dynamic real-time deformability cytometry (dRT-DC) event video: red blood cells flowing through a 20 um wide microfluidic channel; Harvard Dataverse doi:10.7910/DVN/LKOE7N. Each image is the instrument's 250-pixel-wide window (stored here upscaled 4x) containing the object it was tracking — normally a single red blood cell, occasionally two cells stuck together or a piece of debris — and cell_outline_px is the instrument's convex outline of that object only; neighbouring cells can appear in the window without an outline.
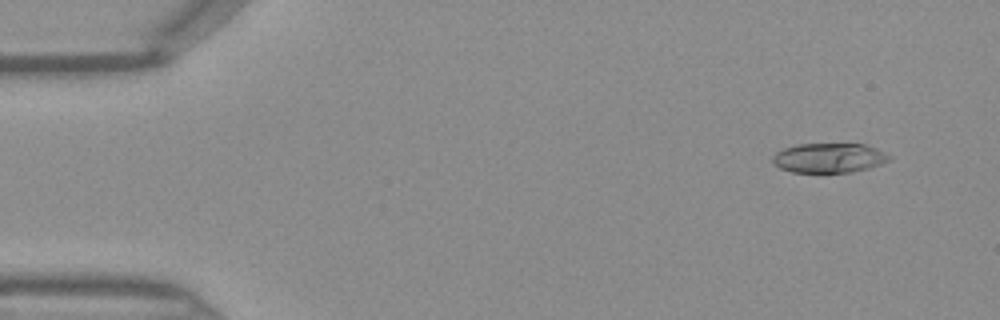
{"species": "Egyptian fruit bat (a non-hibernating species)", "species_latin": "Rousettus aegyptiacus", "temperature_condition": "warm", "stored_images_in_passage": 46, "camera_frame_rate_fps": 3000, "um_per_image_px": 0.085, "frame": {"image": 1, "passage_image": 4, "time_ms": 1.0, "image_size_px": [1000, 320], "cell_outline_px": [[892, 160], [868, 168], [852, 172], [792, 172], [780, 168], [772, 164], [772, 156], [776, 152], [784, 148], [796, 144], [864, 144], [876, 148], [892, 156]], "centroid_in_image_um": [70.46, 13.42], "position_along_channel_um": 14.5, "area_um2": 20.23}}
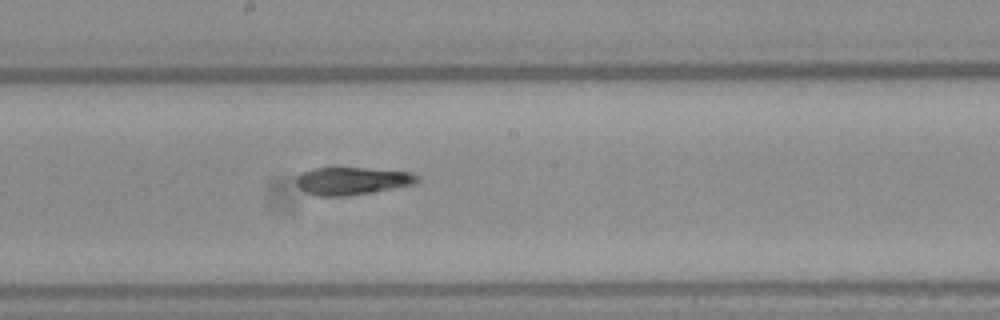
{"frame": {"image": 2, "passage_image": 25, "time_ms": 8.0, "image_size_px": [1000, 320], "cell_outline_px": [[420, 180], [416, 184], [372, 192], [348, 196], [316, 196], [300, 188], [296, 184], [296, 176], [300, 172], [316, 168], [364, 168], [408, 172], [420, 176]], "centroid_in_image_um": [29.93, 15.38], "position_along_channel_um": 218.3, "area_um2": 19.48}}
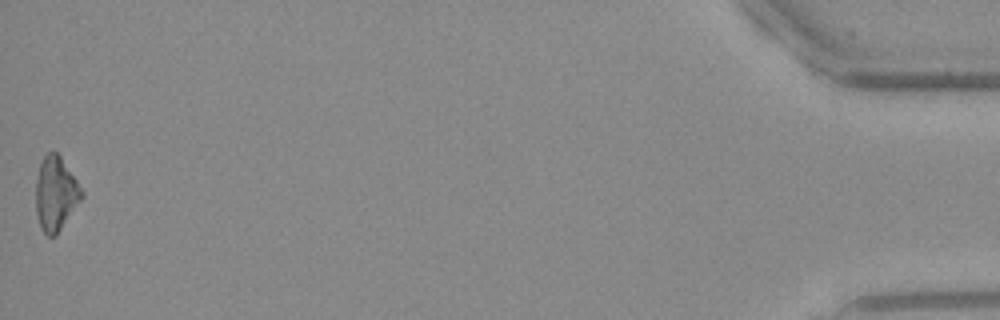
{"frame": {"image": 3, "passage_image": 46, "time_ms": 15.0, "image_size_px": [1000, 320], "cell_outline_px": [[84, 196], [56, 236], [48, 236], [44, 232], [40, 224], [36, 212], [36, 180], [40, 164], [44, 156], [48, 152], [56, 152], [60, 156], [84, 192]], "centroid_in_image_um": [4.74, 16.47], "position_along_channel_um": 430.5, "area_um2": 19.54}}